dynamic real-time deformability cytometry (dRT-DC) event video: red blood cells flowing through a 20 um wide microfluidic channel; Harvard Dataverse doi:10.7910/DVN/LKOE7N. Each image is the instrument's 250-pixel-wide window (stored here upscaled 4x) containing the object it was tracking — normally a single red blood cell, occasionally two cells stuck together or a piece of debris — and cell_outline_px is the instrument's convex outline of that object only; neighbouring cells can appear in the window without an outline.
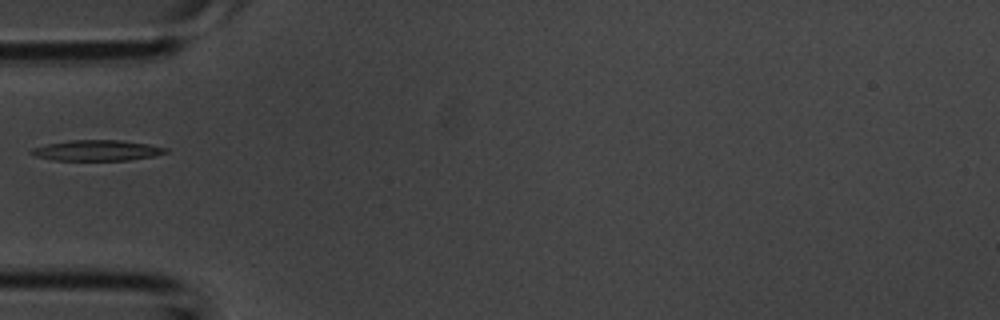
{"species": "common noctule bat (a hibernating species)", "species_latin": "Nyctalus noctula", "temperature_condition": "room temperature", "stored_images_in_passage": 1, "camera_frame_rate_fps": 3000, "um_per_image_px": 0.085, "animal": {"sex": "male", "body_mass_g": 20.1, "forearm_length_mm": 53.5}, "frame": {"image": 1, "passage_image": 1, "time_ms": 0.0, "image_size_px": [1000, 320], "cell_outline_px": [[168, 152], [156, 156], [128, 160], [52, 160], [36, 156], [28, 152], [32, 148], [48, 144], [72, 140], [120, 140], [148, 144], [168, 148]], "centroid_in_image_um": [8.27, 12.79], "position_along_channel_um": 76.7, "area_um2": 16.13}}